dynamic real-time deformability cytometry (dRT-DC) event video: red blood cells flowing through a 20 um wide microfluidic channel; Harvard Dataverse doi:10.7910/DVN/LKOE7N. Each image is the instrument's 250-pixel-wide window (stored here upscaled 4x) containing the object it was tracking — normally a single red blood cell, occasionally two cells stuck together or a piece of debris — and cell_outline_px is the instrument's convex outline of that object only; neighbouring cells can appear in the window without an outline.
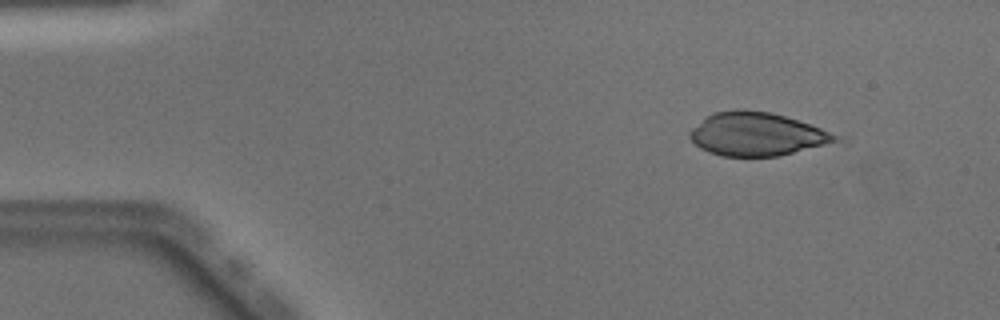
{"species": "Egyptian fruit bat (a non-hibernating species)", "species_latin": "Rousettus aegyptiacus", "temperature_condition": "warm", "stored_images_in_passage": 5, "camera_frame_rate_fps": 3000, "um_per_image_px": 0.085, "animal": {"sex": "male"}, "frame": {"image": 1, "passage_image": 1, "time_ms": 0.0, "image_size_px": [1000, 320], "cell_outline_px": [[852, 140], [848, 144], [776, 156], [720, 156], [708, 152], [700, 148], [688, 136], [688, 132], [692, 128], [712, 112], [740, 108], [768, 112], [784, 116], [844, 136]], "centroid_in_image_um": [64.55, 11.43], "position_along_channel_um": 20.4, "area_um2": 38.21}}